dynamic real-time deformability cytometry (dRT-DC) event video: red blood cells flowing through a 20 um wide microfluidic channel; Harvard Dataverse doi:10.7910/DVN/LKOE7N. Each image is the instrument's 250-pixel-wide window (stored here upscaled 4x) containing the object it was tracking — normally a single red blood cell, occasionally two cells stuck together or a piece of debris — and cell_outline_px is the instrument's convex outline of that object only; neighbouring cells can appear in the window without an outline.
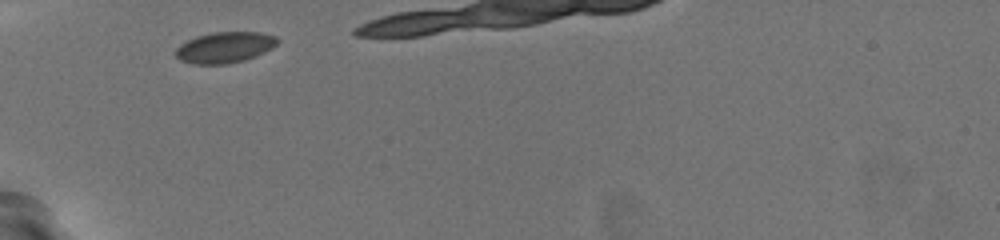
{"species": "common noctule bat (a hibernating species)", "species_latin": "Nyctalus noctula", "temperature_condition": "warm", "stored_images_in_passage": 4, "camera_frame_rate_fps": 3000, "um_per_image_px": 0.085, "animal": {"sex": "female", "body_mass_g": 19.5, "forearm_length_mm": 54.1}, "frame": {"image": 1, "passage_image": 1, "time_ms": 0.0, "image_size_px": [1000, 240], "cell_outline_px": [[280, 40], [272, 48], [256, 56], [244, 60], [228, 64], [196, 64], [180, 60], [176, 56], [176, 48], [180, 44], [196, 36], [212, 32], [260, 32], [276, 36]], "centroid_in_image_um": [19.12, 4.02], "position_along_channel_um": 65.9, "area_um2": 18.38}}